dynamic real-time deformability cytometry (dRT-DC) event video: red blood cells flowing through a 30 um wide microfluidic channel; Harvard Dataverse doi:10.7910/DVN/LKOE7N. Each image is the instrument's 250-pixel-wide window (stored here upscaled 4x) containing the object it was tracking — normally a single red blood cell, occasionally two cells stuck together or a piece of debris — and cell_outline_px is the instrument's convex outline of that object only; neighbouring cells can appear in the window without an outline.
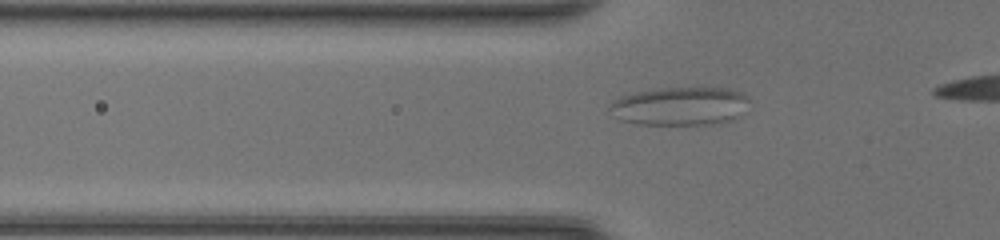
{"species": "common noctule bat (a hibernating species)", "species_latin": "Nyctalus noctula", "temperature_condition": "room temperature", "stored_images_in_passage": 31, "camera_frame_rate_fps": 3000, "um_per_image_px": 0.085, "animal": {"sex": "female", "body_mass_g": 20.0, "forearm_length_mm": 54.0}, "frame": {"image": 1, "passage_image": 4, "time_ms": 1.0, "image_size_px": [1000, 240], "cell_outline_px": [[748, 100], [736, 116], [732, 120], [720, 124], [640, 124], [620, 120], [612, 104], [616, 100], [624, 96], [636, 92], [660, 88], [732, 88], [740, 92]], "centroid_in_image_um": [57.85, 9.02], "position_along_channel_um": 67.9, "area_um2": 30.23}}
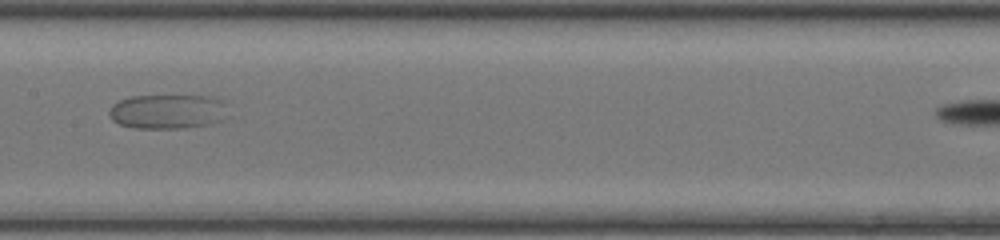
{"frame": {"image": 2, "passage_image": 13, "time_ms": 4.0, "image_size_px": [1000, 240], "cell_outline_px": [[220, 120], [208, 124], [184, 128], [136, 128], [120, 124], [112, 120], [108, 112], [112, 104], [120, 100], [132, 96], [208, 96], [220, 100]], "centroid_in_image_um": [14.08, 9.48], "position_along_channel_um": 193.3, "area_um2": 23.06}}
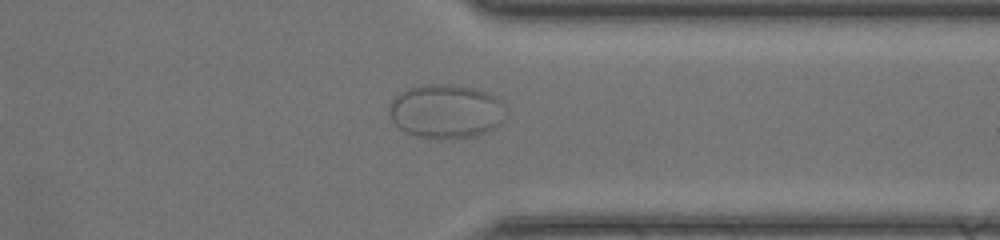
{"frame": {"image": 3, "passage_image": 26, "time_ms": 8.333, "image_size_px": [1000, 240], "cell_outline_px": [[504, 104], [500, 124], [476, 136], [420, 136], [404, 132], [392, 120], [392, 100], [400, 92], [408, 88], [420, 84], [452, 84], [476, 88], [488, 92], [496, 96]], "centroid_in_image_um": [37.92, 9.4], "position_along_channel_um": 373.5, "area_um2": 35.72}}